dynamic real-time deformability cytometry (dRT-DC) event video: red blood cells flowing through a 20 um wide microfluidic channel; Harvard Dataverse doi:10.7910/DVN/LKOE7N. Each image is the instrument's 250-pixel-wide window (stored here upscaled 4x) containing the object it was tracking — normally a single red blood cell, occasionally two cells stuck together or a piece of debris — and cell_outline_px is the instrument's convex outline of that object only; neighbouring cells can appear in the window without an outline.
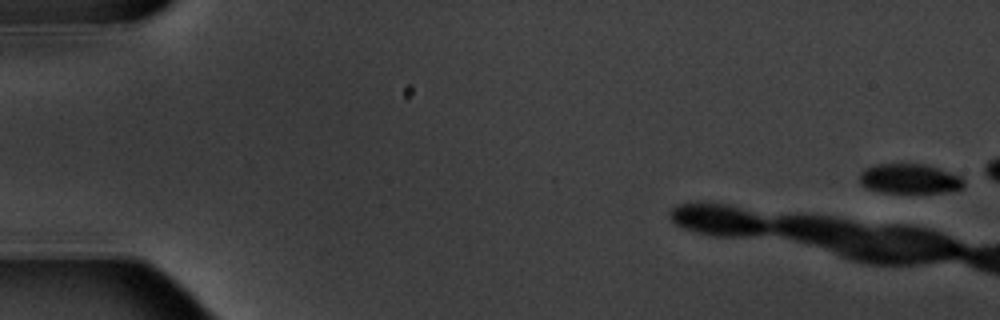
{"species": "common noctule bat (a hibernating species)", "species_latin": "Nyctalus noctula", "temperature_condition": "warm", "stored_images_in_passage": 4, "camera_frame_rate_fps": 3000, "um_per_image_px": 0.085, "animal": {"sex": "male", "body_mass_g": 20.1, "forearm_length_mm": 53.5}, "frame": {"image": 1, "passage_image": 1, "time_ms": 0.0, "image_size_px": [1000, 320], "cell_outline_px": [[964, 188], [944, 192], [884, 192], [868, 188], [860, 180], [860, 172], [864, 168], [876, 164], [924, 164], [940, 168], [960, 176], [964, 180]], "centroid_in_image_um": [77.35, 15.18], "position_along_channel_um": 7.7, "area_um2": 17.92}}